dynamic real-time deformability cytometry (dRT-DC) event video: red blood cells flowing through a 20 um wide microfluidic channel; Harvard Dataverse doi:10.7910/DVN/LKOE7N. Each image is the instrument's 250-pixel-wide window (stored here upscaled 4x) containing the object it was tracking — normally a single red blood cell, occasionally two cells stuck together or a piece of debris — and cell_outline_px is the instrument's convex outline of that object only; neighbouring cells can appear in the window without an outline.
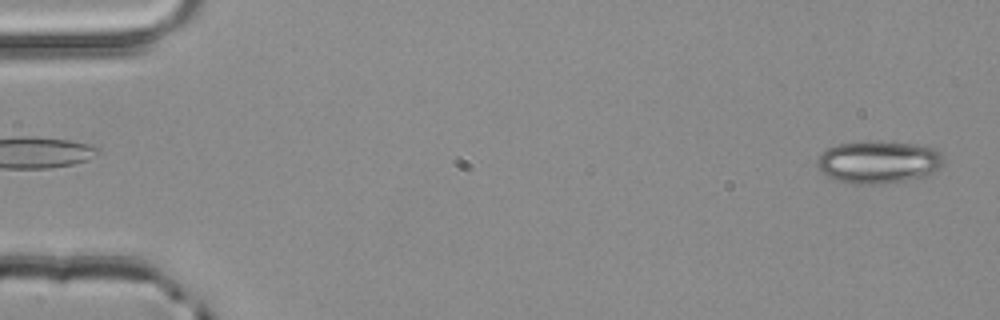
{"species": "common noctule bat (a hibernating species)", "species_latin": "Nyctalus noctula", "temperature_condition": "room temperature", "stored_images_in_passage": 2, "camera_frame_rate_fps": 3000, "um_per_image_px": 0.085, "animal": {"sex": "male", "body_mass_g": 20.4}, "frame": {"image": 1, "passage_image": 2, "time_ms": 0.333, "image_size_px": [1000, 320], "cell_outline_px": [[944, 164], [928, 176], [888, 184], [856, 184], [836, 180], [820, 172], [816, 168], [816, 160], [828, 148], [836, 144], [868, 140], [872, 140], [916, 144], [932, 148], [940, 152], [944, 160]], "centroid_in_image_um": [74.67, 13.78], "position_along_channel_um": 10.3, "area_um2": 31.91}}